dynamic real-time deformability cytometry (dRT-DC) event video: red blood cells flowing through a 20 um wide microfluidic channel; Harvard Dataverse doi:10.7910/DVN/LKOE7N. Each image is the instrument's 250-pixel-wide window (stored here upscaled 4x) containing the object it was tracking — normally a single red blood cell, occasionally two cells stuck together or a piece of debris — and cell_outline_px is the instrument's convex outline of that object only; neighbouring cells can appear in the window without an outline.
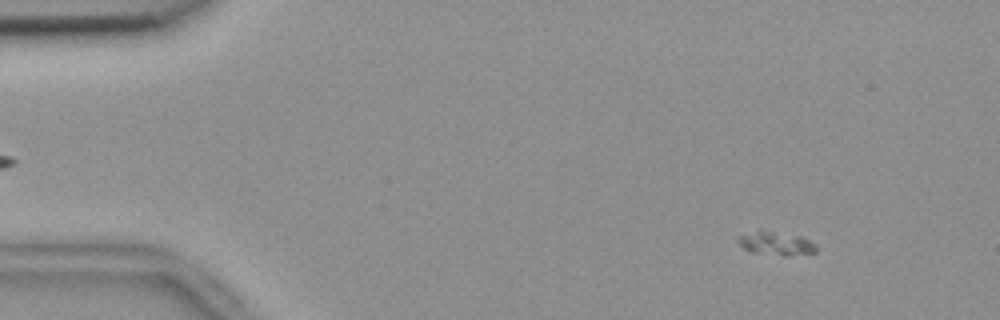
{"species": "common noctule bat (a hibernating species)", "species_latin": "Nyctalus noctula", "temperature_condition": "room temperature", "stored_images_in_passage": 57, "camera_frame_rate_fps": 3000, "um_per_image_px": 0.085, "animal": {"sex": "female", "body_mass_g": 18.4}, "frame": {"image": 1, "passage_image": 7, "time_ms": 2.0, "image_size_px": [1000, 320], "cell_outline_px": [[816, 252], [788, 256], [784, 256], [752, 252], [744, 248], [736, 240], [736, 236], [756, 232], [772, 232], [800, 236], [816, 244]], "centroid_in_image_um": [65.97, 20.72], "position_along_channel_um": 19.0, "area_um2": 10.35}}
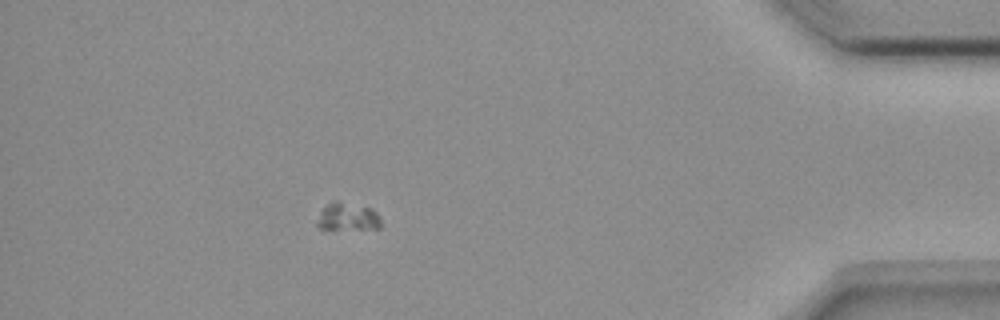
{"frame": {"image": 2, "passage_image": 51, "time_ms": 16.667, "image_size_px": [1000, 320], "cell_outline_px": [[380, 228], [320, 228], [316, 224], [320, 212], [332, 200], [336, 200], [372, 208], [380, 216]], "centroid_in_image_um": [29.56, 18.39], "position_along_channel_um": 405.6, "area_um2": 10.12}}